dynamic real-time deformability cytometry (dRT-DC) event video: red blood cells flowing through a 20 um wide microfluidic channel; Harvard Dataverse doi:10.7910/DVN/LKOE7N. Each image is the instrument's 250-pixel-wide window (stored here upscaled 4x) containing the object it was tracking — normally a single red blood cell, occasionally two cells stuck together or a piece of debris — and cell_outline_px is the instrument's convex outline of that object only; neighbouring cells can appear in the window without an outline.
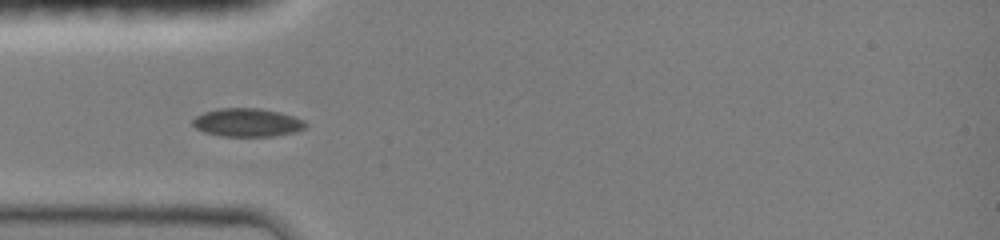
{"species": "common noctule bat (a hibernating species)", "species_latin": "Nyctalus noctula", "temperature_condition": "room temperature", "stored_images_in_passage": 14, "camera_frame_rate_fps": 3000, "um_per_image_px": 0.085, "animal": {"sex": "female", "body_mass_g": 19.0, "forearm_length_mm": 51.5}, "frame": {"image": 1, "passage_image": 1, "time_ms": 0.0, "image_size_px": [1000, 240], "cell_outline_px": [[308, 124], [304, 128], [292, 132], [272, 136], [224, 136], [204, 132], [196, 128], [192, 124], [192, 120], [196, 116], [204, 112], [220, 108], [260, 108], [280, 112], [304, 120]], "centroid_in_image_um": [21.0, 10.4], "position_along_channel_um": 64.0, "area_um2": 18.5}}
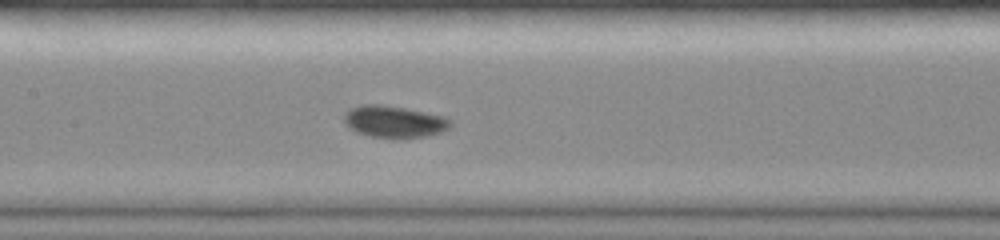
{"frame": {"image": 2, "passage_image": 7, "time_ms": 2.667, "image_size_px": [1000, 240], "cell_outline_px": [[448, 128], [440, 132], [424, 136], [372, 136], [356, 132], [344, 120], [344, 116], [352, 108], [364, 104], [380, 104], [404, 108], [440, 116], [448, 120]], "centroid_in_image_um": [33.45, 10.31], "position_along_channel_um": 174.0, "area_um2": 18.5}}
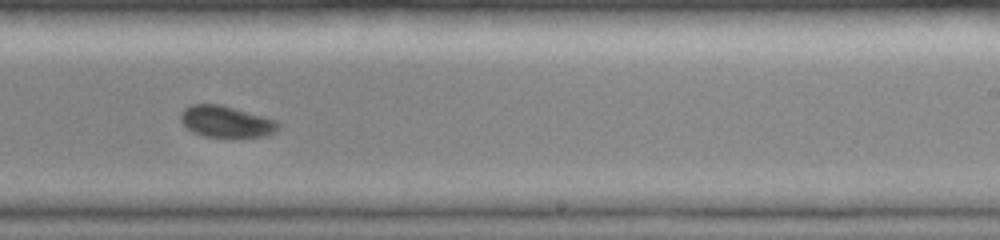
{"frame": {"image": 3, "passage_image": 12, "time_ms": 5.0, "image_size_px": [1000, 240], "cell_outline_px": [[280, 128], [268, 136], [204, 136], [192, 132], [180, 120], [180, 112], [184, 108], [192, 104], [220, 104], [276, 120], [280, 124]], "centroid_in_image_um": [19.21, 10.32], "position_along_channel_um": 269.8, "area_um2": 17.69}}